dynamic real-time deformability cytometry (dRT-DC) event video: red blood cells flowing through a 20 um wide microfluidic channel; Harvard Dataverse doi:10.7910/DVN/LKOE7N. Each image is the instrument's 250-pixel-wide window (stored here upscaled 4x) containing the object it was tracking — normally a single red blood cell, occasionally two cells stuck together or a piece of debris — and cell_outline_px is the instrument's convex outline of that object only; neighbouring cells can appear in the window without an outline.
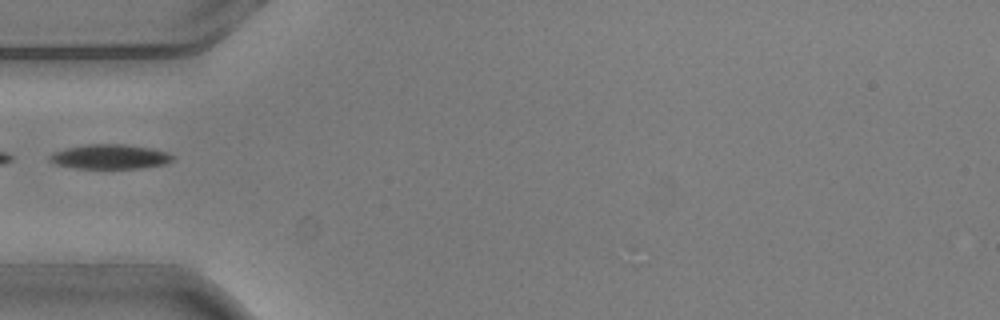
{"species": "common noctule bat (a hibernating species)", "species_latin": "Nyctalus noctula", "temperature_condition": "warm", "stored_images_in_passage": 3, "camera_frame_rate_fps": 3000, "um_per_image_px": 0.085, "animal": {"sex": "male", "body_mass_g": 20.5, "forearm_length_mm": 52.5}, "frame": {"image": 1, "passage_image": 2, "time_ms": 0.333, "image_size_px": [1000, 320], "cell_outline_px": [[172, 160], [164, 164], [140, 168], [76, 168], [56, 164], [48, 160], [48, 156], [52, 152], [64, 148], [88, 144], [124, 144], [152, 148], [168, 152], [172, 156]], "centroid_in_image_um": [9.3, 13.31], "position_along_channel_um": 75.7, "area_um2": 17.63}}